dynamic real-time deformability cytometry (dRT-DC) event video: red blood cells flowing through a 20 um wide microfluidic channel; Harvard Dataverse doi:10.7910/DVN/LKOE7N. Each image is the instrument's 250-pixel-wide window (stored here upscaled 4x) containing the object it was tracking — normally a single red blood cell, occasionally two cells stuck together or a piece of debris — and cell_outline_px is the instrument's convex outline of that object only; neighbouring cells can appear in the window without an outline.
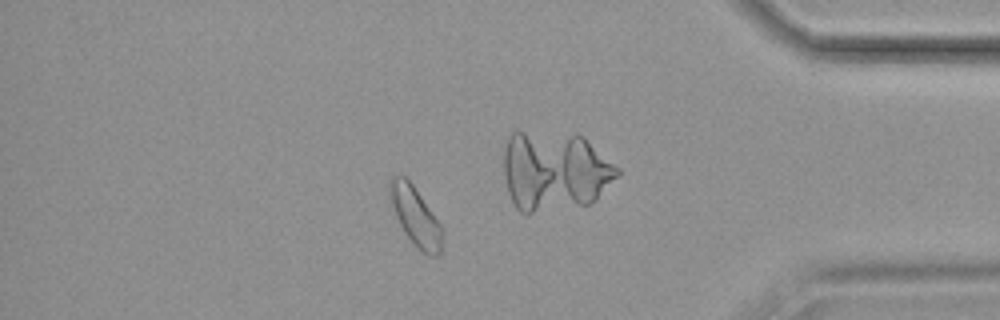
{"species": "common noctule bat (a hibernating species)", "species_latin": "Nyctalus noctula", "temperature_condition": "cold", "stored_images_in_passage": 57, "camera_frame_rate_fps": 3000, "um_per_image_px": 0.085, "animal": {"sex": "female", "body_mass_g": 19.9}, "frame": {"image": 1, "passage_image": 49, "time_ms": 16.0, "image_size_px": [1000, 320], "cell_outline_px": [[444, 232], [440, 256], [432, 256], [424, 252], [404, 232], [388, 200], [388, 180], [396, 176], [404, 176], [412, 184], [444, 228]], "centroid_in_image_um": [35.31, 18.36], "position_along_channel_um": 399.9, "area_um2": 17.98}, "authors_computed_cell_mechanics": {"area_um2": 16.8198, "velocity_mm_per_s": 3.5459, "shape_relaxation_time_tau1_ms": null, "shape_relaxation_time_tau2_ms": 5.47, "deformation_change_tau1": null, "deformation_change_tau2": 0.0948}}